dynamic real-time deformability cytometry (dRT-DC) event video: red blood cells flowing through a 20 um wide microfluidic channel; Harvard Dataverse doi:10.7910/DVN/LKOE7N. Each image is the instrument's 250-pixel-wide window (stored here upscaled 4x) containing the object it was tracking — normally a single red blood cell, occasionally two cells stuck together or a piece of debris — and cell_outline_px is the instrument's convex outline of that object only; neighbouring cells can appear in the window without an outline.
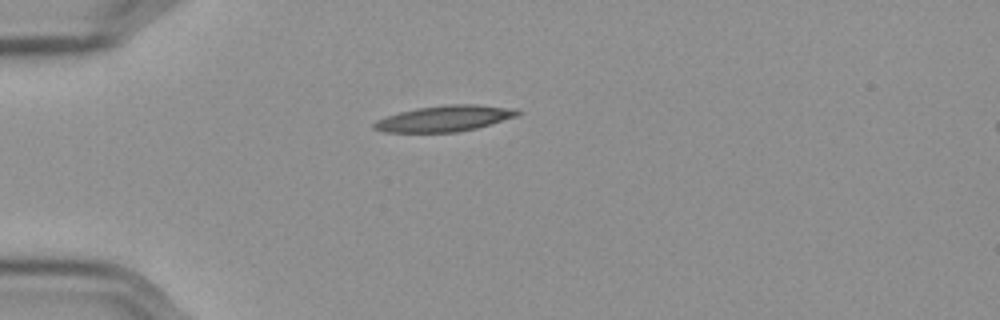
{"species": "Egyptian fruit bat (a non-hibernating species)", "species_latin": "Rousettus aegyptiacus", "temperature_condition": "cold", "stored_images_in_passage": 42, "camera_frame_rate_fps": 3000, "um_per_image_px": 0.085, "frame": {"image": 1, "passage_image": 1, "time_ms": 0.0, "image_size_px": [1000, 320], "cell_outline_px": [[520, 112], [516, 116], [476, 128], [456, 132], [384, 132], [372, 128], [372, 124], [376, 120], [400, 112], [416, 108], [448, 104], [476, 104], [516, 108]], "centroid_in_image_um": [37.77, 10.06], "position_along_channel_um": 47.2, "area_um2": 21.56}}
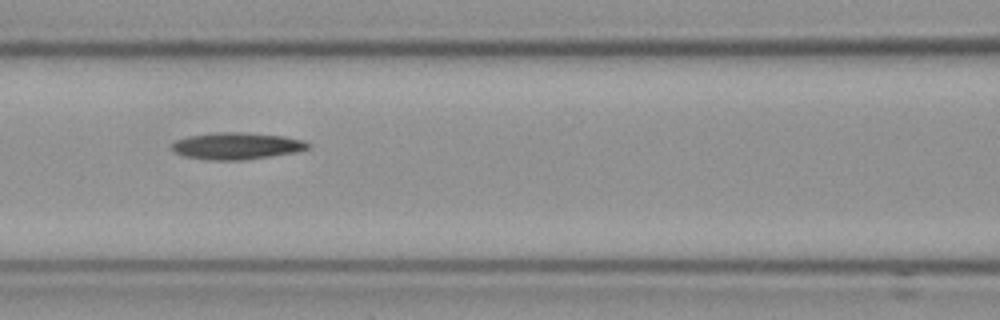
{"frame": {"image": 2, "passage_image": 11, "time_ms": 3.333, "image_size_px": [1000, 320], "cell_outline_px": [[312, 144], [308, 148], [296, 152], [244, 160], [208, 160], [184, 156], [176, 152], [172, 148], [172, 144], [176, 140], [188, 136], [216, 132], [236, 132], [284, 136], [304, 140]], "centroid_in_image_um": [20.13, 12.4], "position_along_channel_um": 146.5, "area_um2": 21.21}}
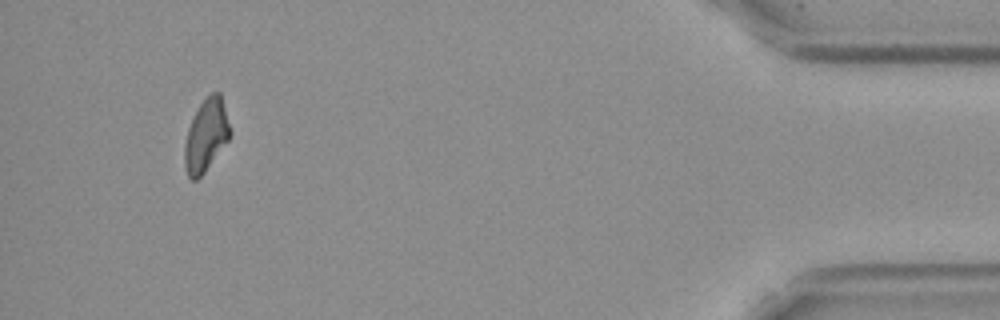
{"frame": {"image": 3, "passage_image": 39, "time_ms": 12.667, "image_size_px": [1000, 320], "cell_outline_px": [[232, 132], [228, 140], [204, 172], [196, 180], [192, 180], [188, 176], [184, 164], [184, 144], [188, 128], [200, 104], [212, 92], [220, 92]], "centroid_in_image_um": [17.52, 11.51], "position_along_channel_um": 417.7, "area_um2": 18.9}}